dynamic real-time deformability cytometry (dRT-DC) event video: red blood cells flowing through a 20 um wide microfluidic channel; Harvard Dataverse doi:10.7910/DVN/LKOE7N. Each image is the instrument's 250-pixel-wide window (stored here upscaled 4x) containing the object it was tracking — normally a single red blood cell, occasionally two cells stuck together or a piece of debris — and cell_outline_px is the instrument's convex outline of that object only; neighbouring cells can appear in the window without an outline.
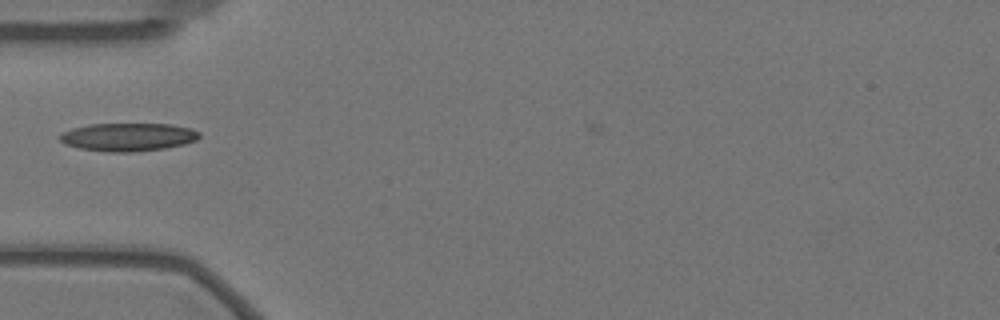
{"species": "Egyptian fruit bat (a non-hibernating species)", "species_latin": "Rousettus aegyptiacus", "temperature_condition": "warm", "stored_images_in_passage": 9, "camera_frame_rate_fps": 3000, "um_per_image_px": 0.085, "animal": {"sex": "female"}, "frame": {"image": 1, "passage_image": 6, "time_ms": 1.667, "image_size_px": [1000, 320], "cell_outline_px": [[200, 136], [196, 140], [184, 144], [164, 148], [132, 152], [108, 152], [80, 148], [64, 144], [60, 140], [60, 136], [64, 132], [72, 128], [88, 124], [172, 124], [188, 128], [200, 132]], "centroid_in_image_um": [10.88, 11.64], "position_along_channel_um": 74.1, "area_um2": 22.72}}